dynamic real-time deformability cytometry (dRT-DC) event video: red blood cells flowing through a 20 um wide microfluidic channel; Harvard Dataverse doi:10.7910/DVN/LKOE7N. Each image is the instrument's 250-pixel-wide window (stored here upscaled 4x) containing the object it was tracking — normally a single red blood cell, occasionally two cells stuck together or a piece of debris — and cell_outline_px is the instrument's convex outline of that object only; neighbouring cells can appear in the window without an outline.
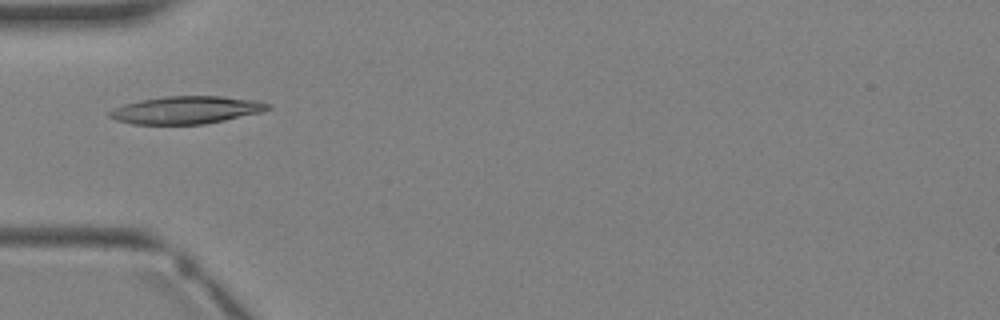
{"species": "Egyptian fruit bat (a non-hibernating species)", "species_latin": "Rousettus aegyptiacus", "temperature_condition": "warm", "stored_images_in_passage": 1, "camera_frame_rate_fps": 3000, "um_per_image_px": 0.085, "animal": {"sex": "female"}, "frame": {"image": 1, "passage_image": 1, "time_ms": 0.0, "image_size_px": [1000, 320], "cell_outline_px": [[272, 108], [260, 112], [224, 120], [204, 124], [132, 124], [116, 120], [108, 116], [108, 112], [112, 108], [124, 104], [140, 100], [168, 96], [220, 96], [260, 100], [272, 104]], "centroid_in_image_um": [15.84, 9.34], "position_along_channel_um": 69.2, "area_um2": 25.55}}